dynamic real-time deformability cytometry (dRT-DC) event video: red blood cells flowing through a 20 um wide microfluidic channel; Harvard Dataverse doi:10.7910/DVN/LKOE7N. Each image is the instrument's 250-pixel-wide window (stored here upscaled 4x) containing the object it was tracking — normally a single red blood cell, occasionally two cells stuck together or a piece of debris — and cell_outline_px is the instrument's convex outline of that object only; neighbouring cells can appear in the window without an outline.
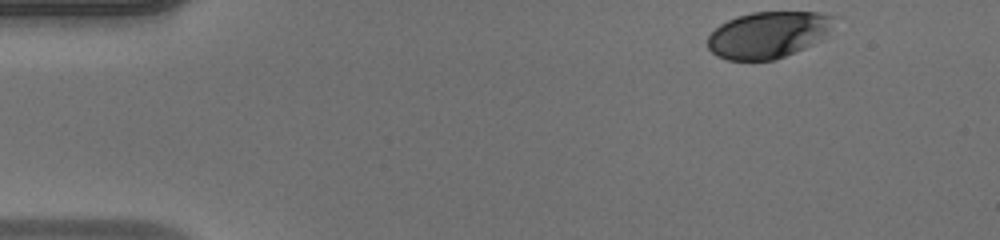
{"species": "human", "species_latin": "Homo sapiens", "temperature_condition": "warm", "stored_images_in_passage": 38, "camera_frame_rate_fps": 3000, "um_per_image_px": 0.085, "donor": {"sex": "male"}, "frame": {"image": 1, "passage_image": 1, "time_ms": 0.0, "image_size_px": [1000, 240], "cell_outline_px": [[836, 16], [824, 40], [776, 60], [728, 60], [716, 56], [708, 48], [708, 36], [720, 24], [736, 16], [752, 12], [820, 12]], "centroid_in_image_um": [65.32, 2.96], "position_along_channel_um": 19.7, "area_um2": 34.56}}
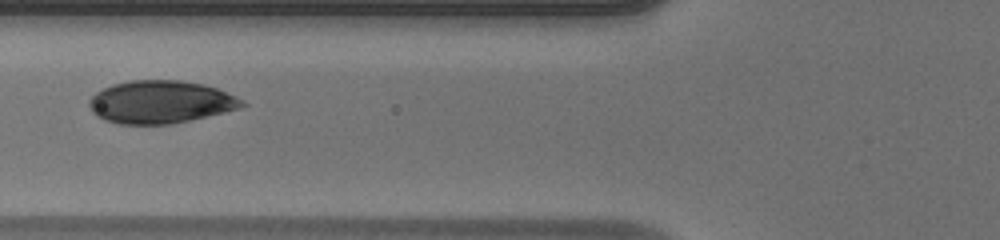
{"frame": {"image": 2, "passage_image": 15, "time_ms": 4.667, "image_size_px": [1000, 240], "cell_outline_px": [[248, 104], [240, 108], [224, 112], [172, 124], [120, 124], [104, 120], [96, 116], [88, 108], [88, 100], [96, 92], [112, 84], [128, 80], [180, 80], [204, 84], [216, 88], [236, 96], [244, 100]], "centroid_in_image_um": [13.62, 8.67], "position_along_channel_um": 112.2, "area_um2": 38.32}}
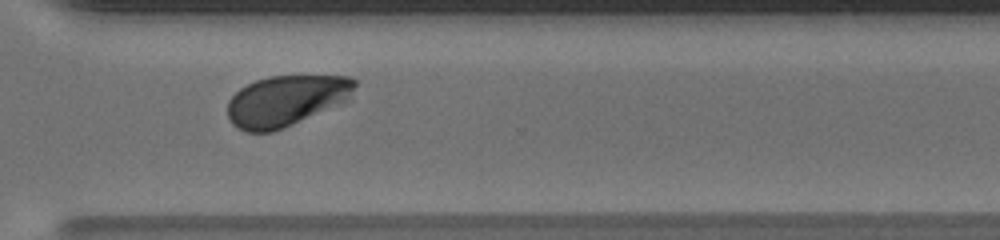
{"frame": {"image": 3, "passage_image": 32, "time_ms": 10.333, "image_size_px": [1000, 240], "cell_outline_px": [[356, 84], [352, 100], [284, 128], [272, 132], [248, 132], [236, 128], [232, 124], [228, 116], [228, 100], [240, 88], [256, 80], [268, 76], [348, 76], [356, 80]], "centroid_in_image_um": [24.36, 8.57], "position_along_channel_um": 346.2, "area_um2": 38.15}, "authors_computed_cell_mechanics": {"area_um2": 38.1191, "velocity_mm_per_s": 4.1406, "shape_relaxation_time_tau1_ms": 2.0777, "shape_relaxation_time_tau2_ms": null, "deformation_change_tau1": 0.133, "deformation_change_tau2": null}}